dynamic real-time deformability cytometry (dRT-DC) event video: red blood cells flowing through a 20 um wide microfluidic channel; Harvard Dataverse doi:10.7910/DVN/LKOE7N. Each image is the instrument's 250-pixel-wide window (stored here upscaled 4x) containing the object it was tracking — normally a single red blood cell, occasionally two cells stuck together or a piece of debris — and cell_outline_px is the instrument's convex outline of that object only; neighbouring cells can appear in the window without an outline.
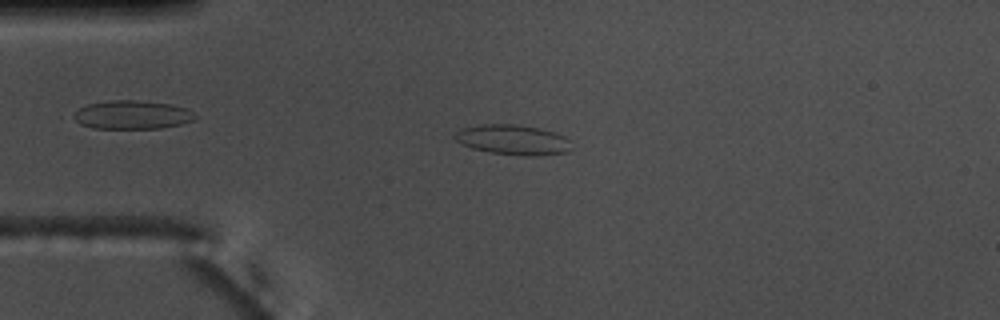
{"species": "common noctule bat (a hibernating species)", "species_latin": "Nyctalus noctula", "temperature_condition": "warm", "stored_images_in_passage": 47, "camera_frame_rate_fps": 3000, "um_per_image_px": 0.085, "animal": {"sex": "male", "body_mass_g": 17.5, "forearm_length_mm": 52.3}, "frame": {"image": 1, "passage_image": 5, "time_ms": 1.333, "image_size_px": [1000, 320], "cell_outline_px": [[572, 148], [568, 152], [536, 156], [524, 156], [488, 152], [472, 148], [456, 140], [452, 136], [460, 128], [484, 124], [516, 124], [540, 128], [564, 136], [568, 140]], "centroid_in_image_um": [43.59, 11.88], "position_along_channel_um": 41.4, "area_um2": 20.46}}
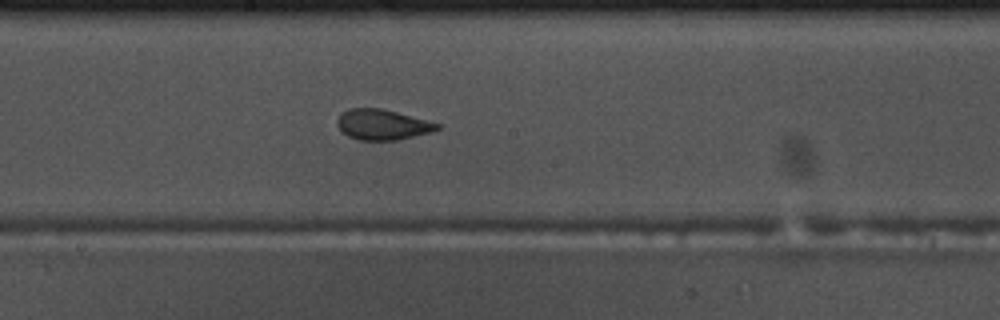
{"frame": {"image": 2, "passage_image": 21, "time_ms": 6.667, "image_size_px": [1000, 320], "cell_outline_px": [[440, 128], [432, 132], [396, 140], [356, 140], [340, 132], [336, 124], [336, 120], [348, 108], [380, 108], [396, 112], [440, 124]], "centroid_in_image_um": [32.46, 10.6], "position_along_channel_um": 215.7, "area_um2": 17.69}}
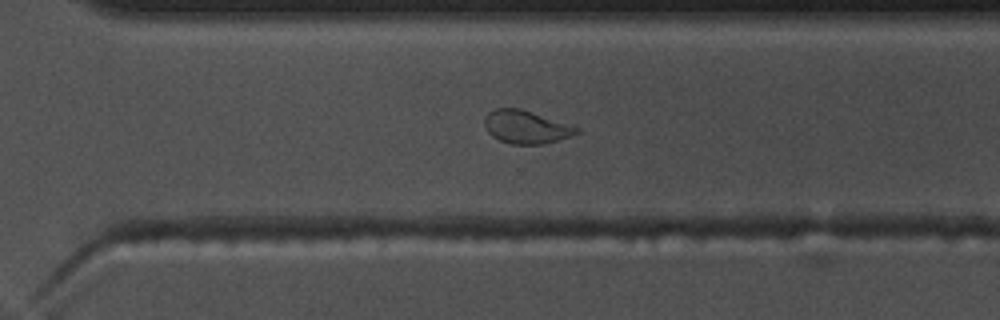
{"frame": {"image": 3, "passage_image": 30, "time_ms": 9.667, "image_size_px": [1000, 320], "cell_outline_px": [[580, 132], [556, 140], [540, 144], [512, 144], [500, 140], [492, 136], [484, 128], [484, 116], [488, 112], [496, 108], [520, 108], [580, 128]], "centroid_in_image_um": [44.65, 10.78], "position_along_channel_um": 325.9, "area_um2": 17.51}, "authors_computed_cell_mechanics": {"area_um2": 18.4382, "velocity_mm_per_s": 3.6781, "shape_relaxation_time_tau1_ms": 4.4154, "shape_relaxation_time_tau2_ms": 0.9002, "deformation_change_tau1": 0.1571, "deformation_change_tau2": 0.0682}}